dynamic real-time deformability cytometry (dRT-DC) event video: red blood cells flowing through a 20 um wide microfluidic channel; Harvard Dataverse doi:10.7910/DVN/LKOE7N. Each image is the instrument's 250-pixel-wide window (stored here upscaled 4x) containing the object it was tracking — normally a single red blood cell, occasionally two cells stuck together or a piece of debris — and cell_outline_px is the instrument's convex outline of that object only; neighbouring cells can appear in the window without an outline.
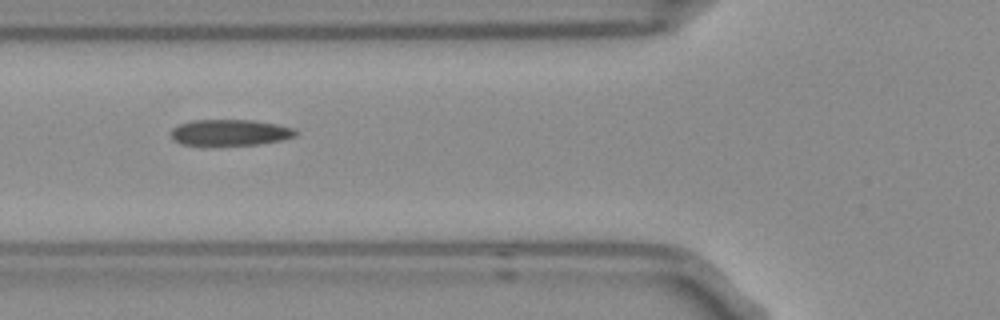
{"species": "Egyptian fruit bat (a non-hibernating species)", "species_latin": "Rousettus aegyptiacus", "temperature_condition": "room temperature", "stored_images_in_passage": 5, "camera_frame_rate_fps": 3000, "um_per_image_px": 0.085, "frame": {"image": 1, "passage_image": 3, "time_ms": 0.667, "image_size_px": [1000, 320], "cell_outline_px": [[296, 136], [280, 140], [260, 144], [180, 144], [172, 140], [168, 132], [176, 124], [192, 120], [252, 120], [276, 124], [296, 128]], "centroid_in_image_um": [19.49, 11.24], "position_along_channel_um": 106.3, "area_um2": 18.96}}